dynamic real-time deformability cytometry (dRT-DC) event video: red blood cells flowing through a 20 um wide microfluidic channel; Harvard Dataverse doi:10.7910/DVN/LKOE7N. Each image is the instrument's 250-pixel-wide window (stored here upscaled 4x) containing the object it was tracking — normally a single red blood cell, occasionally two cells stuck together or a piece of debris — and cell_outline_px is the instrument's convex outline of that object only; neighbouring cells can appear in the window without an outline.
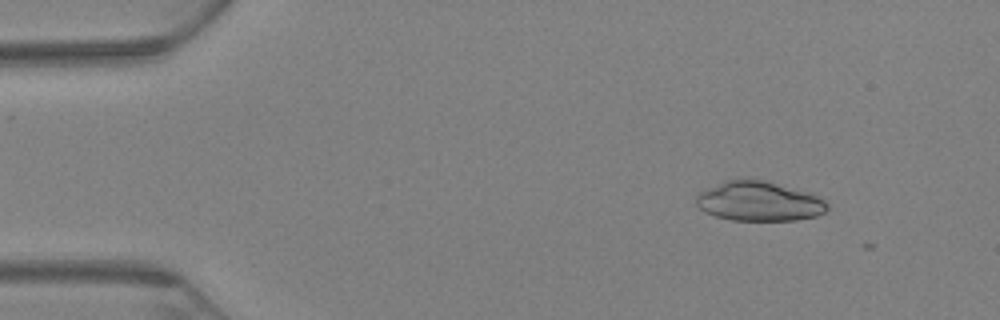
{"species": "Egyptian fruit bat (a non-hibernating species)", "species_latin": "Rousettus aegyptiacus", "temperature_condition": "warm", "stored_images_in_passage": 5, "camera_frame_rate_fps": 3000, "um_per_image_px": 0.085, "animal": {"sex": "female"}, "frame": {"image": 1, "passage_image": 1, "time_ms": 0.0, "image_size_px": [1000, 320], "cell_outline_px": [[828, 208], [824, 212], [816, 216], [796, 220], [732, 220], [716, 216], [704, 212], [696, 204], [696, 196], [700, 192], [724, 180], [740, 176], [748, 176], [772, 180], [812, 192], [820, 196], [828, 204]], "centroid_in_image_um": [64.55, 17.04], "position_along_channel_um": 20.5, "area_um2": 31.44}}